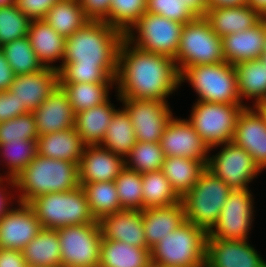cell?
Segmentation results:
<instances>
[{
    "instance_id": "38",
    "label": "cell",
    "mask_w": 266,
    "mask_h": 267,
    "mask_svg": "<svg viewBox=\"0 0 266 267\" xmlns=\"http://www.w3.org/2000/svg\"><path fill=\"white\" fill-rule=\"evenodd\" d=\"M15 76L32 74L45 67L38 60L28 36L8 42L0 47Z\"/></svg>"
},
{
    "instance_id": "46",
    "label": "cell",
    "mask_w": 266,
    "mask_h": 267,
    "mask_svg": "<svg viewBox=\"0 0 266 267\" xmlns=\"http://www.w3.org/2000/svg\"><path fill=\"white\" fill-rule=\"evenodd\" d=\"M146 12L186 24L198 16L182 0H146Z\"/></svg>"
},
{
    "instance_id": "44",
    "label": "cell",
    "mask_w": 266,
    "mask_h": 267,
    "mask_svg": "<svg viewBox=\"0 0 266 267\" xmlns=\"http://www.w3.org/2000/svg\"><path fill=\"white\" fill-rule=\"evenodd\" d=\"M59 75V84L96 83L105 84L112 78L102 67L87 65H60L56 66Z\"/></svg>"
},
{
    "instance_id": "10",
    "label": "cell",
    "mask_w": 266,
    "mask_h": 267,
    "mask_svg": "<svg viewBox=\"0 0 266 267\" xmlns=\"http://www.w3.org/2000/svg\"><path fill=\"white\" fill-rule=\"evenodd\" d=\"M243 105L197 101L188 121L210 150L233 141L236 121Z\"/></svg>"
},
{
    "instance_id": "48",
    "label": "cell",
    "mask_w": 266,
    "mask_h": 267,
    "mask_svg": "<svg viewBox=\"0 0 266 267\" xmlns=\"http://www.w3.org/2000/svg\"><path fill=\"white\" fill-rule=\"evenodd\" d=\"M27 113L24 104L9 90L0 92V123Z\"/></svg>"
},
{
    "instance_id": "2",
    "label": "cell",
    "mask_w": 266,
    "mask_h": 267,
    "mask_svg": "<svg viewBox=\"0 0 266 267\" xmlns=\"http://www.w3.org/2000/svg\"><path fill=\"white\" fill-rule=\"evenodd\" d=\"M124 33L105 21L87 22L65 40V55L60 65L102 67L116 78L118 55Z\"/></svg>"
},
{
    "instance_id": "35",
    "label": "cell",
    "mask_w": 266,
    "mask_h": 267,
    "mask_svg": "<svg viewBox=\"0 0 266 267\" xmlns=\"http://www.w3.org/2000/svg\"><path fill=\"white\" fill-rule=\"evenodd\" d=\"M115 79H109L105 84L73 83L59 84L66 93L74 114L85 109L105 103L109 99V90Z\"/></svg>"
},
{
    "instance_id": "50",
    "label": "cell",
    "mask_w": 266,
    "mask_h": 267,
    "mask_svg": "<svg viewBox=\"0 0 266 267\" xmlns=\"http://www.w3.org/2000/svg\"><path fill=\"white\" fill-rule=\"evenodd\" d=\"M22 251L0 248V267H26Z\"/></svg>"
},
{
    "instance_id": "53",
    "label": "cell",
    "mask_w": 266,
    "mask_h": 267,
    "mask_svg": "<svg viewBox=\"0 0 266 267\" xmlns=\"http://www.w3.org/2000/svg\"><path fill=\"white\" fill-rule=\"evenodd\" d=\"M208 9L216 7L244 6L246 0H207Z\"/></svg>"
},
{
    "instance_id": "33",
    "label": "cell",
    "mask_w": 266,
    "mask_h": 267,
    "mask_svg": "<svg viewBox=\"0 0 266 267\" xmlns=\"http://www.w3.org/2000/svg\"><path fill=\"white\" fill-rule=\"evenodd\" d=\"M136 142L135 130L129 114L124 108L118 109L107 127L100 146L126 159Z\"/></svg>"
},
{
    "instance_id": "5",
    "label": "cell",
    "mask_w": 266,
    "mask_h": 267,
    "mask_svg": "<svg viewBox=\"0 0 266 267\" xmlns=\"http://www.w3.org/2000/svg\"><path fill=\"white\" fill-rule=\"evenodd\" d=\"M40 221L42 228L90 224L97 220L92 215L85 192L81 186L65 192L39 195L27 203Z\"/></svg>"
},
{
    "instance_id": "37",
    "label": "cell",
    "mask_w": 266,
    "mask_h": 267,
    "mask_svg": "<svg viewBox=\"0 0 266 267\" xmlns=\"http://www.w3.org/2000/svg\"><path fill=\"white\" fill-rule=\"evenodd\" d=\"M92 215L96 220L103 216L123 210L118 198L115 181L80 183Z\"/></svg>"
},
{
    "instance_id": "1",
    "label": "cell",
    "mask_w": 266,
    "mask_h": 267,
    "mask_svg": "<svg viewBox=\"0 0 266 267\" xmlns=\"http://www.w3.org/2000/svg\"><path fill=\"white\" fill-rule=\"evenodd\" d=\"M115 82L121 99L165 102L181 84L174 59L131 46L125 39L119 49Z\"/></svg>"
},
{
    "instance_id": "54",
    "label": "cell",
    "mask_w": 266,
    "mask_h": 267,
    "mask_svg": "<svg viewBox=\"0 0 266 267\" xmlns=\"http://www.w3.org/2000/svg\"><path fill=\"white\" fill-rule=\"evenodd\" d=\"M3 178H0V218L7 213L11 208L8 206L9 203L7 201L11 200V197H8L6 194V189L3 188ZM2 185V186H1ZM3 188V189H2ZM5 190V191H4ZM5 193V194H4ZM5 195V196H4ZM7 195V196H6ZM7 197V198H6ZM9 199V200H8ZM8 204V205H7ZM9 207V208H8Z\"/></svg>"
},
{
    "instance_id": "39",
    "label": "cell",
    "mask_w": 266,
    "mask_h": 267,
    "mask_svg": "<svg viewBox=\"0 0 266 267\" xmlns=\"http://www.w3.org/2000/svg\"><path fill=\"white\" fill-rule=\"evenodd\" d=\"M0 153L6 159L8 166L7 177L4 181L15 187L14 178L34 159L38 154L37 140H18L8 143H0ZM3 154V155H2ZM10 170V171H9ZM8 180V181H7Z\"/></svg>"
},
{
    "instance_id": "24",
    "label": "cell",
    "mask_w": 266,
    "mask_h": 267,
    "mask_svg": "<svg viewBox=\"0 0 266 267\" xmlns=\"http://www.w3.org/2000/svg\"><path fill=\"white\" fill-rule=\"evenodd\" d=\"M204 18L219 37L245 31L263 19L248 5L210 8L207 9Z\"/></svg>"
},
{
    "instance_id": "27",
    "label": "cell",
    "mask_w": 266,
    "mask_h": 267,
    "mask_svg": "<svg viewBox=\"0 0 266 267\" xmlns=\"http://www.w3.org/2000/svg\"><path fill=\"white\" fill-rule=\"evenodd\" d=\"M28 37L31 47L42 65L56 69L52 63L56 60L63 61L66 39L43 19L31 20Z\"/></svg>"
},
{
    "instance_id": "57",
    "label": "cell",
    "mask_w": 266,
    "mask_h": 267,
    "mask_svg": "<svg viewBox=\"0 0 266 267\" xmlns=\"http://www.w3.org/2000/svg\"><path fill=\"white\" fill-rule=\"evenodd\" d=\"M15 5V0H0V8Z\"/></svg>"
},
{
    "instance_id": "26",
    "label": "cell",
    "mask_w": 266,
    "mask_h": 267,
    "mask_svg": "<svg viewBox=\"0 0 266 267\" xmlns=\"http://www.w3.org/2000/svg\"><path fill=\"white\" fill-rule=\"evenodd\" d=\"M85 146L75 127L44 134L37 139L38 155L76 164H80Z\"/></svg>"
},
{
    "instance_id": "12",
    "label": "cell",
    "mask_w": 266,
    "mask_h": 267,
    "mask_svg": "<svg viewBox=\"0 0 266 267\" xmlns=\"http://www.w3.org/2000/svg\"><path fill=\"white\" fill-rule=\"evenodd\" d=\"M251 190L233 189L219 215L218 221L208 232L210 238L220 240H248L253 219ZM214 228V229H213Z\"/></svg>"
},
{
    "instance_id": "19",
    "label": "cell",
    "mask_w": 266,
    "mask_h": 267,
    "mask_svg": "<svg viewBox=\"0 0 266 267\" xmlns=\"http://www.w3.org/2000/svg\"><path fill=\"white\" fill-rule=\"evenodd\" d=\"M58 86V70L45 67L32 74L15 76L9 91L24 104L28 113L37 109Z\"/></svg>"
},
{
    "instance_id": "47",
    "label": "cell",
    "mask_w": 266,
    "mask_h": 267,
    "mask_svg": "<svg viewBox=\"0 0 266 267\" xmlns=\"http://www.w3.org/2000/svg\"><path fill=\"white\" fill-rule=\"evenodd\" d=\"M59 0H15L19 11L23 12L30 20L44 19L48 11Z\"/></svg>"
},
{
    "instance_id": "36",
    "label": "cell",
    "mask_w": 266,
    "mask_h": 267,
    "mask_svg": "<svg viewBox=\"0 0 266 267\" xmlns=\"http://www.w3.org/2000/svg\"><path fill=\"white\" fill-rule=\"evenodd\" d=\"M143 210L181 202L161 170L142 173Z\"/></svg>"
},
{
    "instance_id": "59",
    "label": "cell",
    "mask_w": 266,
    "mask_h": 267,
    "mask_svg": "<svg viewBox=\"0 0 266 267\" xmlns=\"http://www.w3.org/2000/svg\"><path fill=\"white\" fill-rule=\"evenodd\" d=\"M151 267H174V266L152 265Z\"/></svg>"
},
{
    "instance_id": "3",
    "label": "cell",
    "mask_w": 266,
    "mask_h": 267,
    "mask_svg": "<svg viewBox=\"0 0 266 267\" xmlns=\"http://www.w3.org/2000/svg\"><path fill=\"white\" fill-rule=\"evenodd\" d=\"M14 180L15 187L21 192L17 202L28 203L42 194L78 188L79 164L37 154Z\"/></svg>"
},
{
    "instance_id": "9",
    "label": "cell",
    "mask_w": 266,
    "mask_h": 267,
    "mask_svg": "<svg viewBox=\"0 0 266 267\" xmlns=\"http://www.w3.org/2000/svg\"><path fill=\"white\" fill-rule=\"evenodd\" d=\"M183 27L179 22L145 12L124 34V39L147 52L175 59Z\"/></svg>"
},
{
    "instance_id": "56",
    "label": "cell",
    "mask_w": 266,
    "mask_h": 267,
    "mask_svg": "<svg viewBox=\"0 0 266 267\" xmlns=\"http://www.w3.org/2000/svg\"><path fill=\"white\" fill-rule=\"evenodd\" d=\"M254 107L260 112V114L263 116V118L266 121V100L261 101L260 103H258Z\"/></svg>"
},
{
    "instance_id": "51",
    "label": "cell",
    "mask_w": 266,
    "mask_h": 267,
    "mask_svg": "<svg viewBox=\"0 0 266 267\" xmlns=\"http://www.w3.org/2000/svg\"><path fill=\"white\" fill-rule=\"evenodd\" d=\"M14 78L13 69L0 49V92L9 90Z\"/></svg>"
},
{
    "instance_id": "34",
    "label": "cell",
    "mask_w": 266,
    "mask_h": 267,
    "mask_svg": "<svg viewBox=\"0 0 266 267\" xmlns=\"http://www.w3.org/2000/svg\"><path fill=\"white\" fill-rule=\"evenodd\" d=\"M43 20L65 39L90 21L79 0H59Z\"/></svg>"
},
{
    "instance_id": "4",
    "label": "cell",
    "mask_w": 266,
    "mask_h": 267,
    "mask_svg": "<svg viewBox=\"0 0 266 267\" xmlns=\"http://www.w3.org/2000/svg\"><path fill=\"white\" fill-rule=\"evenodd\" d=\"M208 233L188 221L150 249L151 264L174 267H205Z\"/></svg>"
},
{
    "instance_id": "13",
    "label": "cell",
    "mask_w": 266,
    "mask_h": 267,
    "mask_svg": "<svg viewBox=\"0 0 266 267\" xmlns=\"http://www.w3.org/2000/svg\"><path fill=\"white\" fill-rule=\"evenodd\" d=\"M221 146L223 149L209 157L206 168L232 189L249 188V182L261 172L260 168L252 156L233 141Z\"/></svg>"
},
{
    "instance_id": "41",
    "label": "cell",
    "mask_w": 266,
    "mask_h": 267,
    "mask_svg": "<svg viewBox=\"0 0 266 267\" xmlns=\"http://www.w3.org/2000/svg\"><path fill=\"white\" fill-rule=\"evenodd\" d=\"M120 205L126 210H143L142 175L126 167L114 180Z\"/></svg>"
},
{
    "instance_id": "40",
    "label": "cell",
    "mask_w": 266,
    "mask_h": 267,
    "mask_svg": "<svg viewBox=\"0 0 266 267\" xmlns=\"http://www.w3.org/2000/svg\"><path fill=\"white\" fill-rule=\"evenodd\" d=\"M164 159L165 155L159 143L137 141L125 159V166L142 174L161 170Z\"/></svg>"
},
{
    "instance_id": "23",
    "label": "cell",
    "mask_w": 266,
    "mask_h": 267,
    "mask_svg": "<svg viewBox=\"0 0 266 267\" xmlns=\"http://www.w3.org/2000/svg\"><path fill=\"white\" fill-rule=\"evenodd\" d=\"M266 45V23L262 19L257 25L245 31L227 34L222 37L225 61L237 63L259 59L264 55Z\"/></svg>"
},
{
    "instance_id": "6",
    "label": "cell",
    "mask_w": 266,
    "mask_h": 267,
    "mask_svg": "<svg viewBox=\"0 0 266 267\" xmlns=\"http://www.w3.org/2000/svg\"><path fill=\"white\" fill-rule=\"evenodd\" d=\"M233 189L207 168L194 186L181 198L185 221L207 233L218 221L222 208Z\"/></svg>"
},
{
    "instance_id": "18",
    "label": "cell",
    "mask_w": 266,
    "mask_h": 267,
    "mask_svg": "<svg viewBox=\"0 0 266 267\" xmlns=\"http://www.w3.org/2000/svg\"><path fill=\"white\" fill-rule=\"evenodd\" d=\"M233 142L252 156L261 171L266 169V121L255 107L239 113Z\"/></svg>"
},
{
    "instance_id": "49",
    "label": "cell",
    "mask_w": 266,
    "mask_h": 267,
    "mask_svg": "<svg viewBox=\"0 0 266 267\" xmlns=\"http://www.w3.org/2000/svg\"><path fill=\"white\" fill-rule=\"evenodd\" d=\"M79 3L89 20L108 23L111 0H79Z\"/></svg>"
},
{
    "instance_id": "21",
    "label": "cell",
    "mask_w": 266,
    "mask_h": 267,
    "mask_svg": "<svg viewBox=\"0 0 266 267\" xmlns=\"http://www.w3.org/2000/svg\"><path fill=\"white\" fill-rule=\"evenodd\" d=\"M99 224L102 239L126 242L130 246L149 249L145 239L141 210L123 209L103 216Z\"/></svg>"
},
{
    "instance_id": "32",
    "label": "cell",
    "mask_w": 266,
    "mask_h": 267,
    "mask_svg": "<svg viewBox=\"0 0 266 267\" xmlns=\"http://www.w3.org/2000/svg\"><path fill=\"white\" fill-rule=\"evenodd\" d=\"M237 73L238 92L241 104L244 107L242 98H254L253 106L266 100V62L261 58L247 60L234 65Z\"/></svg>"
},
{
    "instance_id": "60",
    "label": "cell",
    "mask_w": 266,
    "mask_h": 267,
    "mask_svg": "<svg viewBox=\"0 0 266 267\" xmlns=\"http://www.w3.org/2000/svg\"><path fill=\"white\" fill-rule=\"evenodd\" d=\"M263 20H264V22L266 23V13H265V15L263 16Z\"/></svg>"
},
{
    "instance_id": "42",
    "label": "cell",
    "mask_w": 266,
    "mask_h": 267,
    "mask_svg": "<svg viewBox=\"0 0 266 267\" xmlns=\"http://www.w3.org/2000/svg\"><path fill=\"white\" fill-rule=\"evenodd\" d=\"M146 12V0H111L108 24L124 34Z\"/></svg>"
},
{
    "instance_id": "55",
    "label": "cell",
    "mask_w": 266,
    "mask_h": 267,
    "mask_svg": "<svg viewBox=\"0 0 266 267\" xmlns=\"http://www.w3.org/2000/svg\"><path fill=\"white\" fill-rule=\"evenodd\" d=\"M246 5L258 12L262 17L266 13V0H246Z\"/></svg>"
},
{
    "instance_id": "14",
    "label": "cell",
    "mask_w": 266,
    "mask_h": 267,
    "mask_svg": "<svg viewBox=\"0 0 266 267\" xmlns=\"http://www.w3.org/2000/svg\"><path fill=\"white\" fill-rule=\"evenodd\" d=\"M132 121L136 140L159 143L166 126L173 117L165 101L118 98Z\"/></svg>"
},
{
    "instance_id": "45",
    "label": "cell",
    "mask_w": 266,
    "mask_h": 267,
    "mask_svg": "<svg viewBox=\"0 0 266 267\" xmlns=\"http://www.w3.org/2000/svg\"><path fill=\"white\" fill-rule=\"evenodd\" d=\"M39 135L33 112L0 123V143L18 140H37Z\"/></svg>"
},
{
    "instance_id": "11",
    "label": "cell",
    "mask_w": 266,
    "mask_h": 267,
    "mask_svg": "<svg viewBox=\"0 0 266 267\" xmlns=\"http://www.w3.org/2000/svg\"><path fill=\"white\" fill-rule=\"evenodd\" d=\"M61 267H99L101 228L99 221L56 229Z\"/></svg>"
},
{
    "instance_id": "22",
    "label": "cell",
    "mask_w": 266,
    "mask_h": 267,
    "mask_svg": "<svg viewBox=\"0 0 266 267\" xmlns=\"http://www.w3.org/2000/svg\"><path fill=\"white\" fill-rule=\"evenodd\" d=\"M33 115L39 136L75 126V114L66 93L60 86L33 111Z\"/></svg>"
},
{
    "instance_id": "31",
    "label": "cell",
    "mask_w": 266,
    "mask_h": 267,
    "mask_svg": "<svg viewBox=\"0 0 266 267\" xmlns=\"http://www.w3.org/2000/svg\"><path fill=\"white\" fill-rule=\"evenodd\" d=\"M206 166L203 161L172 156L165 157L161 171L182 198L194 186Z\"/></svg>"
},
{
    "instance_id": "52",
    "label": "cell",
    "mask_w": 266,
    "mask_h": 267,
    "mask_svg": "<svg viewBox=\"0 0 266 267\" xmlns=\"http://www.w3.org/2000/svg\"><path fill=\"white\" fill-rule=\"evenodd\" d=\"M198 16L204 17L207 9V0H182Z\"/></svg>"
},
{
    "instance_id": "8",
    "label": "cell",
    "mask_w": 266,
    "mask_h": 267,
    "mask_svg": "<svg viewBox=\"0 0 266 267\" xmlns=\"http://www.w3.org/2000/svg\"><path fill=\"white\" fill-rule=\"evenodd\" d=\"M174 60L179 74L190 66L222 63V37L213 32L204 17H197L184 24Z\"/></svg>"
},
{
    "instance_id": "28",
    "label": "cell",
    "mask_w": 266,
    "mask_h": 267,
    "mask_svg": "<svg viewBox=\"0 0 266 267\" xmlns=\"http://www.w3.org/2000/svg\"><path fill=\"white\" fill-rule=\"evenodd\" d=\"M108 99L105 103L75 114V128L85 145H100L114 113L117 111Z\"/></svg>"
},
{
    "instance_id": "17",
    "label": "cell",
    "mask_w": 266,
    "mask_h": 267,
    "mask_svg": "<svg viewBox=\"0 0 266 267\" xmlns=\"http://www.w3.org/2000/svg\"><path fill=\"white\" fill-rule=\"evenodd\" d=\"M11 208L0 218V248L22 251L42 229L40 221L27 203Z\"/></svg>"
},
{
    "instance_id": "25",
    "label": "cell",
    "mask_w": 266,
    "mask_h": 267,
    "mask_svg": "<svg viewBox=\"0 0 266 267\" xmlns=\"http://www.w3.org/2000/svg\"><path fill=\"white\" fill-rule=\"evenodd\" d=\"M142 221L147 247L151 249L163 237L185 222L183 204L180 202L165 207L144 209L142 210Z\"/></svg>"
},
{
    "instance_id": "58",
    "label": "cell",
    "mask_w": 266,
    "mask_h": 267,
    "mask_svg": "<svg viewBox=\"0 0 266 267\" xmlns=\"http://www.w3.org/2000/svg\"><path fill=\"white\" fill-rule=\"evenodd\" d=\"M263 62H266V45H265V51H264V55L261 57Z\"/></svg>"
},
{
    "instance_id": "16",
    "label": "cell",
    "mask_w": 266,
    "mask_h": 267,
    "mask_svg": "<svg viewBox=\"0 0 266 267\" xmlns=\"http://www.w3.org/2000/svg\"><path fill=\"white\" fill-rule=\"evenodd\" d=\"M205 267H266L247 240H220L207 235Z\"/></svg>"
},
{
    "instance_id": "29",
    "label": "cell",
    "mask_w": 266,
    "mask_h": 267,
    "mask_svg": "<svg viewBox=\"0 0 266 267\" xmlns=\"http://www.w3.org/2000/svg\"><path fill=\"white\" fill-rule=\"evenodd\" d=\"M150 249L126 242L101 240L99 267H151Z\"/></svg>"
},
{
    "instance_id": "43",
    "label": "cell",
    "mask_w": 266,
    "mask_h": 267,
    "mask_svg": "<svg viewBox=\"0 0 266 267\" xmlns=\"http://www.w3.org/2000/svg\"><path fill=\"white\" fill-rule=\"evenodd\" d=\"M31 20L16 5L0 8V47L28 36Z\"/></svg>"
},
{
    "instance_id": "20",
    "label": "cell",
    "mask_w": 266,
    "mask_h": 267,
    "mask_svg": "<svg viewBox=\"0 0 266 267\" xmlns=\"http://www.w3.org/2000/svg\"><path fill=\"white\" fill-rule=\"evenodd\" d=\"M125 167L123 157L100 145H86L79 164V183L114 181Z\"/></svg>"
},
{
    "instance_id": "7",
    "label": "cell",
    "mask_w": 266,
    "mask_h": 267,
    "mask_svg": "<svg viewBox=\"0 0 266 267\" xmlns=\"http://www.w3.org/2000/svg\"><path fill=\"white\" fill-rule=\"evenodd\" d=\"M189 81L201 102L242 105L234 65L224 61L210 65L187 67L180 83Z\"/></svg>"
},
{
    "instance_id": "30",
    "label": "cell",
    "mask_w": 266,
    "mask_h": 267,
    "mask_svg": "<svg viewBox=\"0 0 266 267\" xmlns=\"http://www.w3.org/2000/svg\"><path fill=\"white\" fill-rule=\"evenodd\" d=\"M26 265L36 267H61V249L58 232L42 228L22 250Z\"/></svg>"
},
{
    "instance_id": "15",
    "label": "cell",
    "mask_w": 266,
    "mask_h": 267,
    "mask_svg": "<svg viewBox=\"0 0 266 267\" xmlns=\"http://www.w3.org/2000/svg\"><path fill=\"white\" fill-rule=\"evenodd\" d=\"M159 144L165 157H187L208 164L211 150L187 119L172 117Z\"/></svg>"
}]
</instances>
